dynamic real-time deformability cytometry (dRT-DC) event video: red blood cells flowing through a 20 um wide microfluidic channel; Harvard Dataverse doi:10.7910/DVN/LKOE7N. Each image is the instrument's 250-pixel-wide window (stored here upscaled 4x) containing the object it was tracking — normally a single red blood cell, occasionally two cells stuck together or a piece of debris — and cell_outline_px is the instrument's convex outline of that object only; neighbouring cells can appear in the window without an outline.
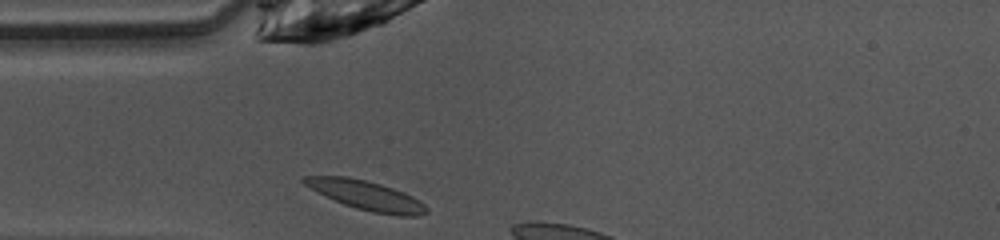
{"species": "common noctule bat (a hibernating species)", "species_latin": "Nyctalus noctula", "temperature_condition": "warm", "stored_images_in_passage": 4, "camera_frame_rate_fps": 3000, "um_per_image_px": 0.085, "animal": {"sex": "female", "body_mass_g": 10.0, "forearm_length_mm": 53.1}, "frame": {"image": 1, "passage_image": 1, "time_ms": 0.0, "image_size_px": [1000, 240], "cell_outline_px": [[428, 212], [416, 216], [396, 216], [372, 212], [356, 208], [344, 204], [304, 184], [300, 180], [304, 176], [348, 176], [380, 184], [404, 192], [420, 200], [428, 208]], "centroid_in_image_um": [31.19, 16.61], "position_along_channel_um": 53.8, "area_um2": 20.58}}